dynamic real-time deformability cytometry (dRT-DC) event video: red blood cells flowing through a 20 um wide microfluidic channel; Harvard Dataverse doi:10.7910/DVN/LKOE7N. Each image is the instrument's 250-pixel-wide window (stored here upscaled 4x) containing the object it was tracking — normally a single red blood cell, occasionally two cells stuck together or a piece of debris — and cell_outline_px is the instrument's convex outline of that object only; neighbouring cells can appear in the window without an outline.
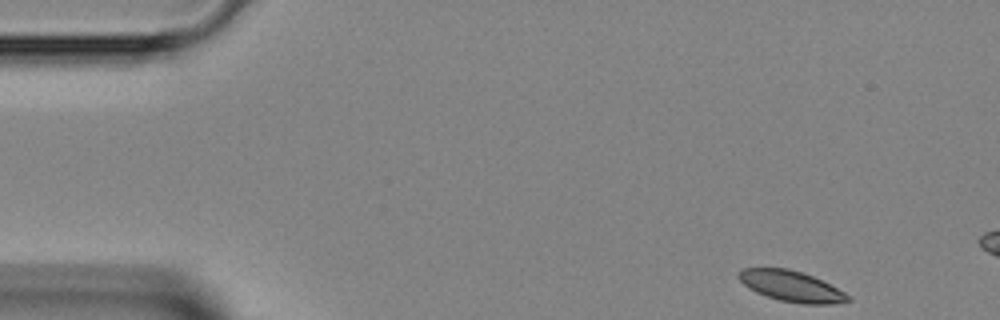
{"species": "Egyptian fruit bat (a non-hibernating species)", "species_latin": "Rousettus aegyptiacus", "temperature_condition": "room temperature", "stored_images_in_passage": 9, "camera_frame_rate_fps": 3000, "um_per_image_px": 0.085, "animal": {"sex": "female"}, "frame": {"image": 1, "passage_image": 1, "time_ms": 0.0, "image_size_px": [1000, 320], "cell_outline_px": [[852, 300], [832, 304], [804, 304], [780, 300], [756, 292], [748, 288], [736, 276], [744, 268], [788, 268], [812, 276], [844, 292]], "centroid_in_image_um": [67.24, 24.33], "position_along_channel_um": 17.8, "area_um2": 19.19}}